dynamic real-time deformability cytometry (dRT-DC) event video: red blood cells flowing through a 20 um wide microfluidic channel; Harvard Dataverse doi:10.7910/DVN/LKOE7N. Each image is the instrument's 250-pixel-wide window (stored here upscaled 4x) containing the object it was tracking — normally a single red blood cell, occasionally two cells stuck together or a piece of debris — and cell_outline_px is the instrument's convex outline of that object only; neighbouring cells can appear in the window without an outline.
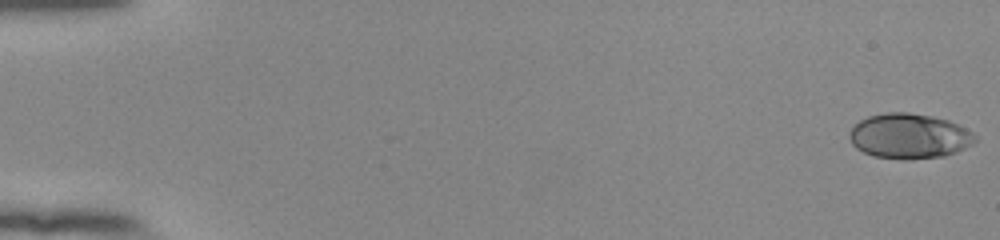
{"species": "human", "species_latin": "Homo sapiens", "temperature_condition": "room temperature", "stored_images_in_passage": 55, "camera_frame_rate_fps": 3000, "um_per_image_px": 0.085, "donor": {"sex": "female"}, "frame": {"image": 1, "passage_image": 1, "time_ms": 0.0, "image_size_px": [1000, 240], "cell_outline_px": [[976, 140], [972, 144], [956, 152], [944, 156], [904, 160], [876, 156], [864, 152], [856, 148], [852, 144], [848, 136], [848, 132], [860, 120], [868, 116], [888, 112], [908, 112], [932, 116], [948, 120], [972, 132], [976, 136]], "centroid_in_image_um": [77.26, 11.57], "position_along_channel_um": 7.7, "area_um2": 32.95}}
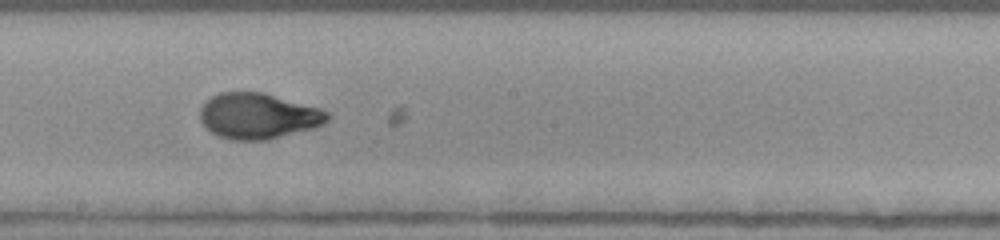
{"frame": {"image": 2, "passage_image": 32, "time_ms": 10.333, "image_size_px": [1000, 240], "cell_outline_px": [[332, 116], [324, 124], [316, 128], [264, 140], [232, 140], [216, 136], [204, 128], [200, 120], [200, 108], [204, 100], [220, 92], [264, 92], [320, 108], [328, 112]], "centroid_in_image_um": [21.93, 9.86], "position_along_channel_um": 226.3, "area_um2": 34.45}}
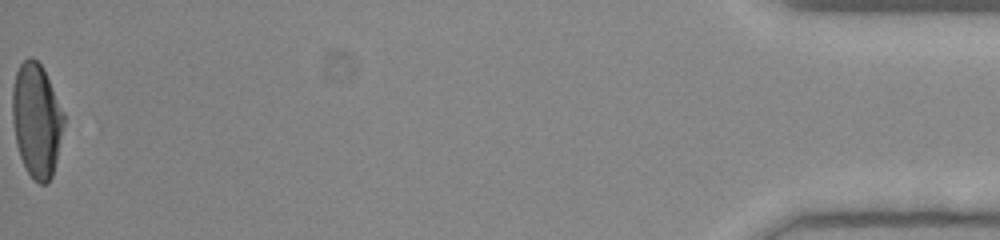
{"frame": {"image": 3, "passage_image": 55, "time_ms": 18.0, "image_size_px": [1000, 240], "cell_outline_px": [[64, 124], [56, 160], [52, 176], [48, 184], [40, 184], [28, 172], [20, 156], [16, 144], [12, 120], [12, 88], [16, 72], [20, 64], [28, 56], [32, 56], [44, 68], [64, 112]], "centroid_in_image_um": [3.1, 10.18], "position_along_channel_um": 432.1, "area_um2": 34.22}}